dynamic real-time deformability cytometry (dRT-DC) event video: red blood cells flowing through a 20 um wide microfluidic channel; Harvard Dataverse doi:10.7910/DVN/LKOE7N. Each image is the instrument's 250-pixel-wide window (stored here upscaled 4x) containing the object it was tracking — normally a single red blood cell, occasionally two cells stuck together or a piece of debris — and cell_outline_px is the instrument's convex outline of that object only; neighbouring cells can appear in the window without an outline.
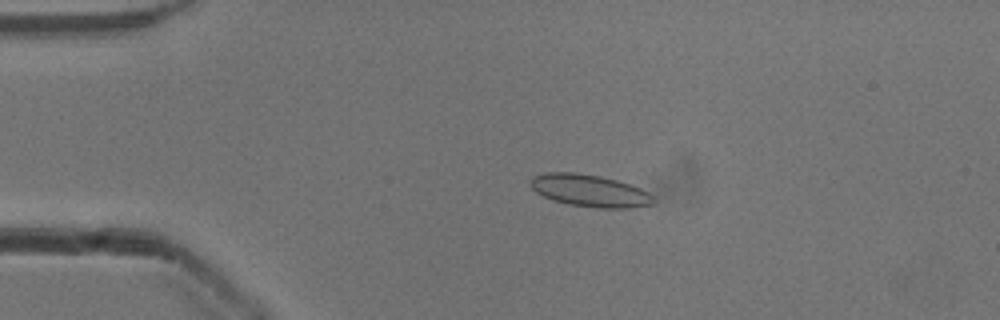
{"species": "common noctule bat (a hibernating species)", "species_latin": "Nyctalus noctula", "temperature_condition": "cold", "stored_images_in_passage": 9, "camera_frame_rate_fps": 3000, "um_per_image_px": 0.085, "animal": {"sex": "male", "body_mass_g": 13.3}, "frame": {"image": 1, "passage_image": 5, "time_ms": 1.333, "image_size_px": [1000, 320], "cell_outline_px": [[656, 204], [632, 208], [596, 208], [568, 204], [552, 200], [536, 192], [532, 188], [532, 176], [544, 172], [572, 172], [600, 176], [616, 180], [640, 188], [648, 192], [656, 200]], "centroid_in_image_um": [50.15, 16.22], "position_along_channel_um": 34.8, "area_um2": 23.12}}